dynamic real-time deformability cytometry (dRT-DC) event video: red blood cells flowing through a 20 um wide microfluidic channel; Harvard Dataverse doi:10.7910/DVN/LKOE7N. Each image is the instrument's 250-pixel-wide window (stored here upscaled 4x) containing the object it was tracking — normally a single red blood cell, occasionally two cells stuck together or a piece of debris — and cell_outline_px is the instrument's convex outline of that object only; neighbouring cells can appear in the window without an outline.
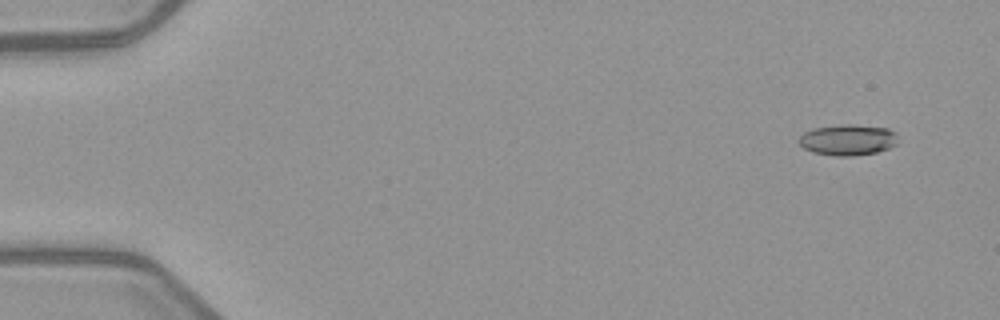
{"species": "common noctule bat (a hibernating species)", "species_latin": "Nyctalus noctula", "temperature_condition": "warm", "stored_images_in_passage": 7, "camera_frame_rate_fps": 3000, "um_per_image_px": 0.085, "animal": {"sex": "female", "body_mass_g": 21.9}, "frame": {"image": 1, "passage_image": 2, "time_ms": 1.0, "image_size_px": [1000, 320], "cell_outline_px": [[896, 144], [888, 148], [876, 152], [852, 156], [836, 156], [812, 152], [804, 148], [796, 140], [804, 132], [812, 128], [840, 124], [852, 124], [888, 128], [896, 132]], "centroid_in_image_um": [72.03, 11.88], "position_along_channel_um": 13.0, "area_um2": 17.98}}
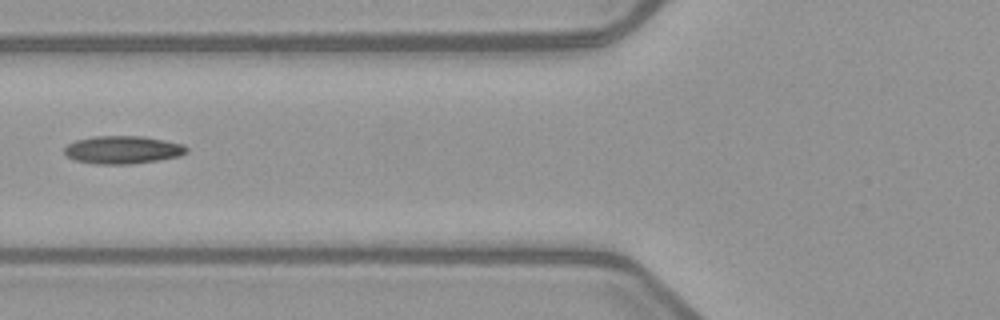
{"frame": {"image": 2, "passage_image": 7, "time_ms": 7.0, "image_size_px": [1000, 320], "cell_outline_px": [[188, 152], [180, 156], [160, 160], [132, 164], [96, 164], [76, 160], [68, 156], [64, 152], [64, 148], [68, 144], [76, 140], [92, 136], [144, 136], [184, 144], [188, 148]], "centroid_in_image_um": [10.47, 12.73], "position_along_channel_um": 115.3, "area_um2": 20.0}}